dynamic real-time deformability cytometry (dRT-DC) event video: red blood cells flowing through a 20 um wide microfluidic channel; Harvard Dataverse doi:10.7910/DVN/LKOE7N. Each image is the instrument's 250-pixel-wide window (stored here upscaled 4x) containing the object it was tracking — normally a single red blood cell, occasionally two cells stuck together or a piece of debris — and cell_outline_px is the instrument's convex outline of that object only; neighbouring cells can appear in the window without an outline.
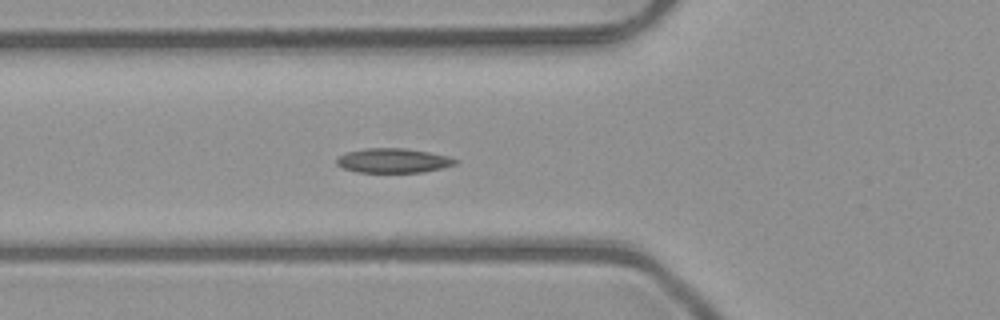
{"species": "common noctule bat (a hibernating species)", "species_latin": "Nyctalus noctula", "temperature_condition": "room temperature", "stored_images_in_passage": 36, "segment_of_instrument_passage": [1, 2], "camera_frame_rate_fps": 3000, "um_per_image_px": 0.085, "animal": {"sex": "male", "body_mass_g": 23.1, "forearm_length_mm": 52.7}, "frame": {"image": 1, "passage_image": 2, "time_ms": 0.333, "image_size_px": [1000, 320], "cell_outline_px": [[460, 160], [456, 164], [444, 168], [424, 172], [356, 172], [344, 168], [336, 164], [336, 160], [340, 156], [348, 152], [364, 148], [404, 148], [428, 152], [448, 156]], "centroid_in_image_um": [33.46, 13.65], "position_along_channel_um": 92.3, "area_um2": 16.94}}
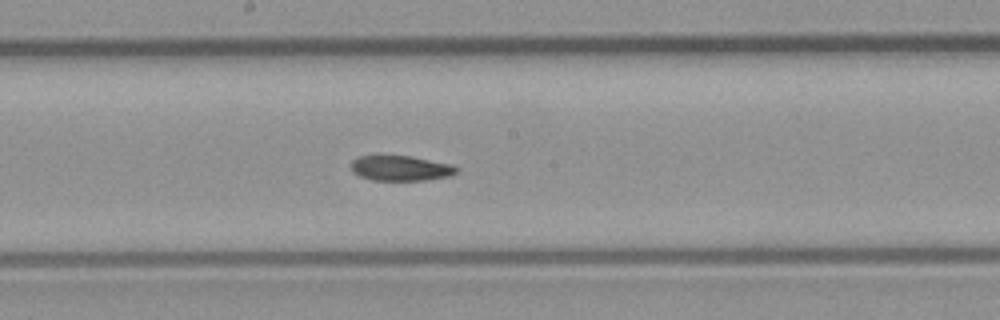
{"frame": {"image": 2, "passage_image": 11, "time_ms": 3.333, "image_size_px": [1000, 320], "cell_outline_px": [[460, 168], [452, 176], [428, 180], [372, 180], [360, 176], [352, 172], [352, 160], [360, 156], [380, 152], [412, 156], [452, 164]], "centroid_in_image_um": [34.04, 14.25], "position_along_channel_um": 214.2, "area_um2": 16.3}}
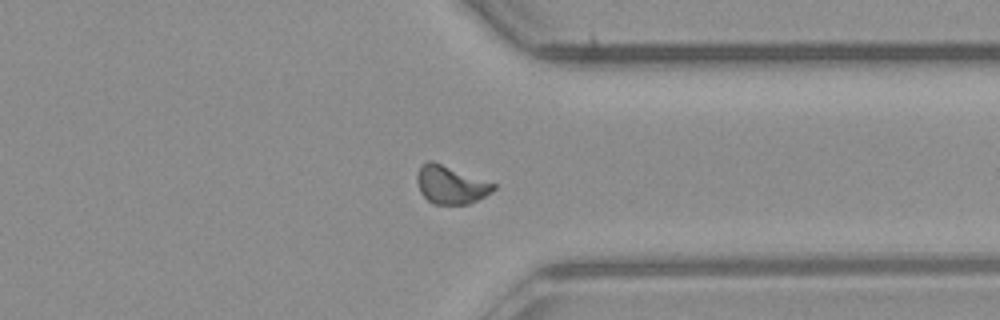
{"frame": {"image": 3, "passage_image": 23, "time_ms": 7.333, "image_size_px": [1000, 320], "cell_outline_px": [[496, 188], [492, 192], [468, 204], [436, 204], [428, 200], [420, 192], [416, 180], [416, 176], [420, 164], [428, 160], [432, 160], [496, 184]], "centroid_in_image_um": [38.28, 15.69], "position_along_channel_um": 373.1, "area_um2": 16.94}}